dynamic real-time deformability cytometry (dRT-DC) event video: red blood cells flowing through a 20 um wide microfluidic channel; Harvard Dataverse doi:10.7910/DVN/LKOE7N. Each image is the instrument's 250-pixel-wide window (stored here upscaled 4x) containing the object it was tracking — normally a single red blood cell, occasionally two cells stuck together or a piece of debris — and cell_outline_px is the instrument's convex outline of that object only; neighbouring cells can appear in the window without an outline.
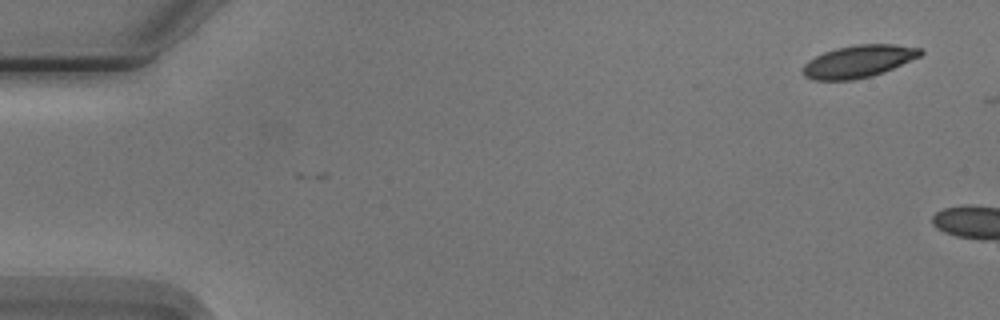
{"species": "Egyptian fruit bat (a non-hibernating species)", "species_latin": "Rousettus aegyptiacus", "temperature_condition": "cold", "stored_images_in_passage": 2, "camera_frame_rate_fps": 3000, "um_per_image_px": 0.085, "animal": {"sex": "male"}, "frame": {"image": 1, "passage_image": 1, "time_ms": 0.0, "image_size_px": [1000, 320], "cell_outline_px": [[924, 52], [920, 56], [884, 72], [872, 76], [852, 80], [812, 80], [804, 76], [804, 64], [808, 60], [824, 52], [836, 48], [856, 44], [892, 44], [920, 48]], "centroid_in_image_um": [72.97, 5.22], "position_along_channel_um": 12.0, "area_um2": 22.08}}